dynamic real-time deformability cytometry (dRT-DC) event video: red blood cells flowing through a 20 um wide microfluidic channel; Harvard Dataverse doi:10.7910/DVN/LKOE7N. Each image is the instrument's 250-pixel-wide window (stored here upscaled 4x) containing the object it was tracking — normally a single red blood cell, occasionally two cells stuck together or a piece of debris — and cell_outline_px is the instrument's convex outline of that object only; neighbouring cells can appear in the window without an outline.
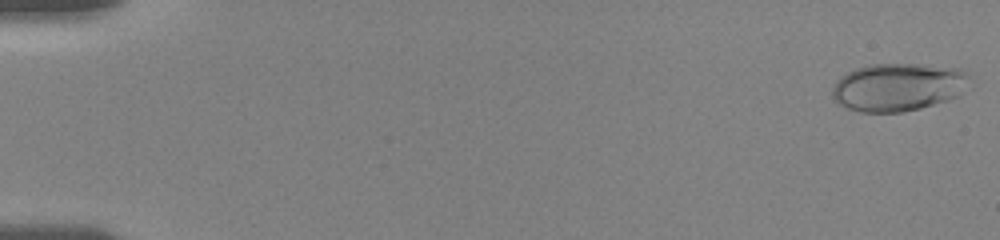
{"species": "human", "species_latin": "Homo sapiens", "temperature_condition": "room temperature", "stored_images_in_passage": 56, "camera_frame_rate_fps": 3000, "um_per_image_px": 0.085, "donor": {"sex": "female"}, "frame": {"image": 1, "passage_image": 1, "time_ms": 0.0, "image_size_px": [1000, 240], "cell_outline_px": [[972, 88], [960, 96], [948, 100], [920, 108], [904, 112], [860, 112], [848, 108], [840, 104], [832, 96], [832, 88], [836, 80], [840, 76], [856, 68], [872, 64], [920, 64], [960, 68], [972, 76]], "centroid_in_image_um": [76.44, 7.39], "position_along_channel_um": 8.6, "area_um2": 39.13}}
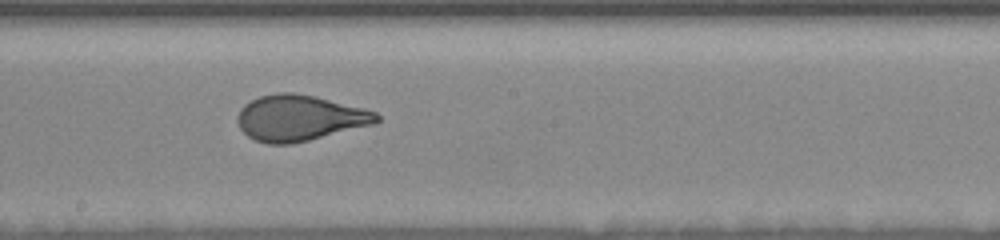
{"frame": {"image": 2, "passage_image": 32, "time_ms": 10.333, "image_size_px": [1000, 240], "cell_outline_px": [[380, 120], [376, 124], [292, 144], [268, 144], [256, 140], [248, 136], [240, 128], [236, 120], [240, 108], [244, 104], [260, 96], [276, 92], [296, 92], [316, 96], [364, 108], [376, 112], [380, 116]], "centroid_in_image_um": [25.48, 10.02], "position_along_channel_um": 222.7, "area_um2": 37.45}}
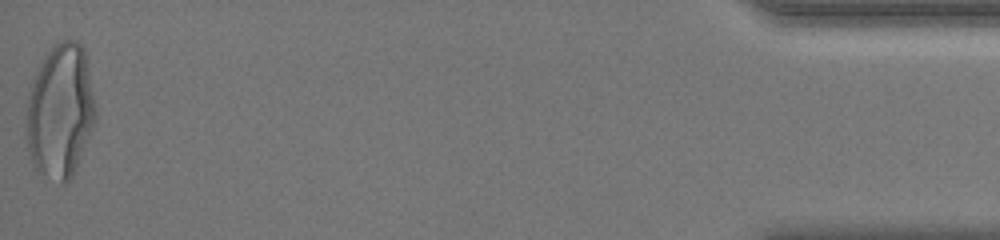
{"frame": {"image": 3, "passage_image": 56, "time_ms": 18.333, "image_size_px": [1000, 240], "cell_outline_px": [[96, 120], [72, 176], [64, 184], [60, 184], [36, 172], [32, 168], [24, 136], [28, 100], [32, 80], [48, 52], [60, 40], [76, 40], [84, 48], [96, 108]], "centroid_in_image_um": [5.09, 9.52], "position_along_channel_um": 430.1, "area_um2": 54.39}, "authors_computed_cell_mechanics": {"area_um2": 36.9342, "velocity_mm_per_s": 3.6364, "shape_relaxation_time_tau1_ms": 6.6509, "shape_relaxation_time_tau2_ms": null, "deformation_change_tau1": 0.2114, "deformation_change_tau2": null}}